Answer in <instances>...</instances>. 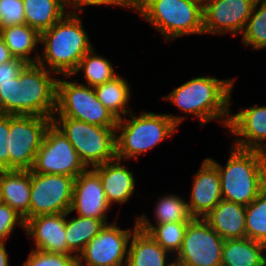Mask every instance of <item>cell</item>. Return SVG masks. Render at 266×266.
I'll return each instance as SVG.
<instances>
[{"label":"cell","mask_w":266,"mask_h":266,"mask_svg":"<svg viewBox=\"0 0 266 266\" xmlns=\"http://www.w3.org/2000/svg\"><path fill=\"white\" fill-rule=\"evenodd\" d=\"M234 81V78L220 80L212 76H198L174 88L162 99L175 105L181 114L195 116L202 127L218 119L227 128Z\"/></svg>","instance_id":"obj_1"},{"label":"cell","mask_w":266,"mask_h":266,"mask_svg":"<svg viewBox=\"0 0 266 266\" xmlns=\"http://www.w3.org/2000/svg\"><path fill=\"white\" fill-rule=\"evenodd\" d=\"M40 45L43 48L37 63L57 75H72L82 57L94 48L80 13H67L41 32Z\"/></svg>","instance_id":"obj_2"},{"label":"cell","mask_w":266,"mask_h":266,"mask_svg":"<svg viewBox=\"0 0 266 266\" xmlns=\"http://www.w3.org/2000/svg\"><path fill=\"white\" fill-rule=\"evenodd\" d=\"M128 117V118H127ZM117 121L115 129L116 158L125 162L155 149L178 131L186 116L154 112H130Z\"/></svg>","instance_id":"obj_3"},{"label":"cell","mask_w":266,"mask_h":266,"mask_svg":"<svg viewBox=\"0 0 266 266\" xmlns=\"http://www.w3.org/2000/svg\"><path fill=\"white\" fill-rule=\"evenodd\" d=\"M208 159L219 171L224 200L247 206L266 188V153L231 145L225 166Z\"/></svg>","instance_id":"obj_4"},{"label":"cell","mask_w":266,"mask_h":266,"mask_svg":"<svg viewBox=\"0 0 266 266\" xmlns=\"http://www.w3.org/2000/svg\"><path fill=\"white\" fill-rule=\"evenodd\" d=\"M139 16L167 42L186 35H204L203 4L195 0H153Z\"/></svg>","instance_id":"obj_5"},{"label":"cell","mask_w":266,"mask_h":266,"mask_svg":"<svg viewBox=\"0 0 266 266\" xmlns=\"http://www.w3.org/2000/svg\"><path fill=\"white\" fill-rule=\"evenodd\" d=\"M52 123L62 131L88 168L116 159V127H102L70 117H53Z\"/></svg>","instance_id":"obj_6"},{"label":"cell","mask_w":266,"mask_h":266,"mask_svg":"<svg viewBox=\"0 0 266 266\" xmlns=\"http://www.w3.org/2000/svg\"><path fill=\"white\" fill-rule=\"evenodd\" d=\"M57 79L56 111L53 117H70L102 127H116L118 119L96 97L94 87L72 75ZM65 77V78H64ZM66 78L71 80H66Z\"/></svg>","instance_id":"obj_7"},{"label":"cell","mask_w":266,"mask_h":266,"mask_svg":"<svg viewBox=\"0 0 266 266\" xmlns=\"http://www.w3.org/2000/svg\"><path fill=\"white\" fill-rule=\"evenodd\" d=\"M51 118L10 115L8 137L9 169L30 170Z\"/></svg>","instance_id":"obj_8"},{"label":"cell","mask_w":266,"mask_h":266,"mask_svg":"<svg viewBox=\"0 0 266 266\" xmlns=\"http://www.w3.org/2000/svg\"><path fill=\"white\" fill-rule=\"evenodd\" d=\"M87 169L73 145L51 122L30 170L39 174H59L76 178Z\"/></svg>","instance_id":"obj_9"},{"label":"cell","mask_w":266,"mask_h":266,"mask_svg":"<svg viewBox=\"0 0 266 266\" xmlns=\"http://www.w3.org/2000/svg\"><path fill=\"white\" fill-rule=\"evenodd\" d=\"M224 240L203 218L188 222L175 266H221Z\"/></svg>","instance_id":"obj_10"},{"label":"cell","mask_w":266,"mask_h":266,"mask_svg":"<svg viewBox=\"0 0 266 266\" xmlns=\"http://www.w3.org/2000/svg\"><path fill=\"white\" fill-rule=\"evenodd\" d=\"M57 75L42 65L27 64L19 74L22 115L53 118L56 111Z\"/></svg>","instance_id":"obj_11"},{"label":"cell","mask_w":266,"mask_h":266,"mask_svg":"<svg viewBox=\"0 0 266 266\" xmlns=\"http://www.w3.org/2000/svg\"><path fill=\"white\" fill-rule=\"evenodd\" d=\"M137 227V220L132 229H121L117 220L106 224L77 256V263L80 266H125L129 241Z\"/></svg>","instance_id":"obj_12"},{"label":"cell","mask_w":266,"mask_h":266,"mask_svg":"<svg viewBox=\"0 0 266 266\" xmlns=\"http://www.w3.org/2000/svg\"><path fill=\"white\" fill-rule=\"evenodd\" d=\"M75 178L31 171L29 218L67 213L71 209Z\"/></svg>","instance_id":"obj_13"},{"label":"cell","mask_w":266,"mask_h":266,"mask_svg":"<svg viewBox=\"0 0 266 266\" xmlns=\"http://www.w3.org/2000/svg\"><path fill=\"white\" fill-rule=\"evenodd\" d=\"M257 0H205L204 34L237 36L243 32Z\"/></svg>","instance_id":"obj_14"},{"label":"cell","mask_w":266,"mask_h":266,"mask_svg":"<svg viewBox=\"0 0 266 266\" xmlns=\"http://www.w3.org/2000/svg\"><path fill=\"white\" fill-rule=\"evenodd\" d=\"M228 132L235 136L232 146L266 153V106L251 105L230 114ZM237 137V138H236Z\"/></svg>","instance_id":"obj_15"},{"label":"cell","mask_w":266,"mask_h":266,"mask_svg":"<svg viewBox=\"0 0 266 266\" xmlns=\"http://www.w3.org/2000/svg\"><path fill=\"white\" fill-rule=\"evenodd\" d=\"M101 179L91 168L80 173L74 181L71 212L83 217H93L103 220L106 224L107 213L111 210Z\"/></svg>","instance_id":"obj_16"},{"label":"cell","mask_w":266,"mask_h":266,"mask_svg":"<svg viewBox=\"0 0 266 266\" xmlns=\"http://www.w3.org/2000/svg\"><path fill=\"white\" fill-rule=\"evenodd\" d=\"M25 233L33 240V249L75 255L65 239V213L31 217L25 223Z\"/></svg>","instance_id":"obj_17"},{"label":"cell","mask_w":266,"mask_h":266,"mask_svg":"<svg viewBox=\"0 0 266 266\" xmlns=\"http://www.w3.org/2000/svg\"><path fill=\"white\" fill-rule=\"evenodd\" d=\"M192 183L188 208L194 218H203L223 199L219 171L208 157L193 175Z\"/></svg>","instance_id":"obj_18"},{"label":"cell","mask_w":266,"mask_h":266,"mask_svg":"<svg viewBox=\"0 0 266 266\" xmlns=\"http://www.w3.org/2000/svg\"><path fill=\"white\" fill-rule=\"evenodd\" d=\"M121 160L115 159L104 164L92 167L99 175L109 205L127 203L136 189V181Z\"/></svg>","instance_id":"obj_19"},{"label":"cell","mask_w":266,"mask_h":266,"mask_svg":"<svg viewBox=\"0 0 266 266\" xmlns=\"http://www.w3.org/2000/svg\"><path fill=\"white\" fill-rule=\"evenodd\" d=\"M31 170H0V201L29 219Z\"/></svg>","instance_id":"obj_20"},{"label":"cell","mask_w":266,"mask_h":266,"mask_svg":"<svg viewBox=\"0 0 266 266\" xmlns=\"http://www.w3.org/2000/svg\"><path fill=\"white\" fill-rule=\"evenodd\" d=\"M246 206L222 199L203 219L223 240L246 238Z\"/></svg>","instance_id":"obj_21"},{"label":"cell","mask_w":266,"mask_h":266,"mask_svg":"<svg viewBox=\"0 0 266 266\" xmlns=\"http://www.w3.org/2000/svg\"><path fill=\"white\" fill-rule=\"evenodd\" d=\"M171 257L149 233L137 227L129 241L125 266H175Z\"/></svg>","instance_id":"obj_22"},{"label":"cell","mask_w":266,"mask_h":266,"mask_svg":"<svg viewBox=\"0 0 266 266\" xmlns=\"http://www.w3.org/2000/svg\"><path fill=\"white\" fill-rule=\"evenodd\" d=\"M221 266H266V245L250 238L226 239Z\"/></svg>","instance_id":"obj_23"},{"label":"cell","mask_w":266,"mask_h":266,"mask_svg":"<svg viewBox=\"0 0 266 266\" xmlns=\"http://www.w3.org/2000/svg\"><path fill=\"white\" fill-rule=\"evenodd\" d=\"M0 35L14 58L22 59L27 64L38 62L40 52L36 49L40 44V33L36 29L20 24L0 28ZM32 53L33 57L30 56Z\"/></svg>","instance_id":"obj_24"},{"label":"cell","mask_w":266,"mask_h":266,"mask_svg":"<svg viewBox=\"0 0 266 266\" xmlns=\"http://www.w3.org/2000/svg\"><path fill=\"white\" fill-rule=\"evenodd\" d=\"M25 24L39 33L49 29L67 13L64 0H23Z\"/></svg>","instance_id":"obj_25"},{"label":"cell","mask_w":266,"mask_h":266,"mask_svg":"<svg viewBox=\"0 0 266 266\" xmlns=\"http://www.w3.org/2000/svg\"><path fill=\"white\" fill-rule=\"evenodd\" d=\"M136 220L141 230L149 233L173 257L177 255L182 247L188 222L153 224L145 214L137 215Z\"/></svg>","instance_id":"obj_26"},{"label":"cell","mask_w":266,"mask_h":266,"mask_svg":"<svg viewBox=\"0 0 266 266\" xmlns=\"http://www.w3.org/2000/svg\"><path fill=\"white\" fill-rule=\"evenodd\" d=\"M130 87L128 81L118 75L112 81L95 86L94 91L99 101L119 120L132 112L127 107L131 100Z\"/></svg>","instance_id":"obj_27"},{"label":"cell","mask_w":266,"mask_h":266,"mask_svg":"<svg viewBox=\"0 0 266 266\" xmlns=\"http://www.w3.org/2000/svg\"><path fill=\"white\" fill-rule=\"evenodd\" d=\"M72 212L65 213L66 242L68 248L78 256L85 246L105 227L101 219L75 215L68 219Z\"/></svg>","instance_id":"obj_28"},{"label":"cell","mask_w":266,"mask_h":266,"mask_svg":"<svg viewBox=\"0 0 266 266\" xmlns=\"http://www.w3.org/2000/svg\"><path fill=\"white\" fill-rule=\"evenodd\" d=\"M81 71L84 75V81H86L82 84L90 87H95L105 82L112 81L118 76L112 62L104 56L97 54L96 49L94 48L82 57L78 68L72 76L78 75Z\"/></svg>","instance_id":"obj_29"},{"label":"cell","mask_w":266,"mask_h":266,"mask_svg":"<svg viewBox=\"0 0 266 266\" xmlns=\"http://www.w3.org/2000/svg\"><path fill=\"white\" fill-rule=\"evenodd\" d=\"M153 209V219L156 224L190 222L194 218L189 211L187 201L177 194L160 196Z\"/></svg>","instance_id":"obj_30"},{"label":"cell","mask_w":266,"mask_h":266,"mask_svg":"<svg viewBox=\"0 0 266 266\" xmlns=\"http://www.w3.org/2000/svg\"><path fill=\"white\" fill-rule=\"evenodd\" d=\"M241 38L243 45L254 50L266 49V0L256 1Z\"/></svg>","instance_id":"obj_31"},{"label":"cell","mask_w":266,"mask_h":266,"mask_svg":"<svg viewBox=\"0 0 266 266\" xmlns=\"http://www.w3.org/2000/svg\"><path fill=\"white\" fill-rule=\"evenodd\" d=\"M246 238L266 245V188L246 206Z\"/></svg>","instance_id":"obj_32"},{"label":"cell","mask_w":266,"mask_h":266,"mask_svg":"<svg viewBox=\"0 0 266 266\" xmlns=\"http://www.w3.org/2000/svg\"><path fill=\"white\" fill-rule=\"evenodd\" d=\"M0 113L22 115V86L19 76L12 83L0 85Z\"/></svg>","instance_id":"obj_33"},{"label":"cell","mask_w":266,"mask_h":266,"mask_svg":"<svg viewBox=\"0 0 266 266\" xmlns=\"http://www.w3.org/2000/svg\"><path fill=\"white\" fill-rule=\"evenodd\" d=\"M76 264V255L49 253L32 248L22 266H75Z\"/></svg>","instance_id":"obj_34"},{"label":"cell","mask_w":266,"mask_h":266,"mask_svg":"<svg viewBox=\"0 0 266 266\" xmlns=\"http://www.w3.org/2000/svg\"><path fill=\"white\" fill-rule=\"evenodd\" d=\"M25 24L23 0H0V28Z\"/></svg>","instance_id":"obj_35"},{"label":"cell","mask_w":266,"mask_h":266,"mask_svg":"<svg viewBox=\"0 0 266 266\" xmlns=\"http://www.w3.org/2000/svg\"><path fill=\"white\" fill-rule=\"evenodd\" d=\"M25 220L8 204L0 201V241H8L16 226L25 231Z\"/></svg>","instance_id":"obj_36"},{"label":"cell","mask_w":266,"mask_h":266,"mask_svg":"<svg viewBox=\"0 0 266 266\" xmlns=\"http://www.w3.org/2000/svg\"><path fill=\"white\" fill-rule=\"evenodd\" d=\"M10 132V114L0 113V170L9 169L8 137Z\"/></svg>","instance_id":"obj_37"},{"label":"cell","mask_w":266,"mask_h":266,"mask_svg":"<svg viewBox=\"0 0 266 266\" xmlns=\"http://www.w3.org/2000/svg\"><path fill=\"white\" fill-rule=\"evenodd\" d=\"M26 65L25 61L18 58L0 64V85L14 82Z\"/></svg>","instance_id":"obj_38"},{"label":"cell","mask_w":266,"mask_h":266,"mask_svg":"<svg viewBox=\"0 0 266 266\" xmlns=\"http://www.w3.org/2000/svg\"><path fill=\"white\" fill-rule=\"evenodd\" d=\"M64 3L68 13L80 14L85 12L84 6H119L118 0H64Z\"/></svg>","instance_id":"obj_39"},{"label":"cell","mask_w":266,"mask_h":266,"mask_svg":"<svg viewBox=\"0 0 266 266\" xmlns=\"http://www.w3.org/2000/svg\"><path fill=\"white\" fill-rule=\"evenodd\" d=\"M153 0H118L119 7L127 8L129 10H135L141 14V12L152 2Z\"/></svg>","instance_id":"obj_40"},{"label":"cell","mask_w":266,"mask_h":266,"mask_svg":"<svg viewBox=\"0 0 266 266\" xmlns=\"http://www.w3.org/2000/svg\"><path fill=\"white\" fill-rule=\"evenodd\" d=\"M14 57L11 55L10 50L6 46L2 36L0 35V64H4Z\"/></svg>","instance_id":"obj_41"},{"label":"cell","mask_w":266,"mask_h":266,"mask_svg":"<svg viewBox=\"0 0 266 266\" xmlns=\"http://www.w3.org/2000/svg\"><path fill=\"white\" fill-rule=\"evenodd\" d=\"M5 246V241H0V266H10L9 253Z\"/></svg>","instance_id":"obj_42"},{"label":"cell","mask_w":266,"mask_h":266,"mask_svg":"<svg viewBox=\"0 0 266 266\" xmlns=\"http://www.w3.org/2000/svg\"><path fill=\"white\" fill-rule=\"evenodd\" d=\"M195 1L204 4V1H205V0H195Z\"/></svg>","instance_id":"obj_43"}]
</instances>
